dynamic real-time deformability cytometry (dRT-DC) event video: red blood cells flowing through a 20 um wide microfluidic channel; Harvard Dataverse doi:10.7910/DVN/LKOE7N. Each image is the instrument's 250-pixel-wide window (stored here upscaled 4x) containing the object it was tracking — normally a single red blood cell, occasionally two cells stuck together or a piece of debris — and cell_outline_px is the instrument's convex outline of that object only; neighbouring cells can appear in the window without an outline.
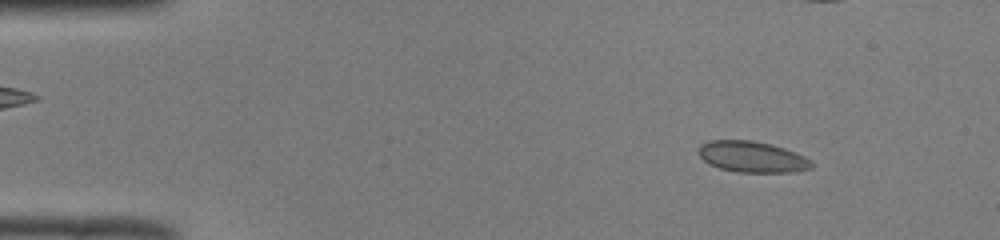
{"species": "common noctule bat (a hibernating species)", "species_latin": "Nyctalus noctula", "temperature_condition": "room temperature", "stored_images_in_passage": 54, "camera_frame_rate_fps": 3000, "um_per_image_px": 0.085, "animal": {"sex": "male", "body_mass_g": 19.0, "forearm_length_mm": 50.8}, "frame": {"image": 1, "passage_image": 7, "time_ms": 2.0, "image_size_px": [1000, 240], "cell_outline_px": [[812, 168], [792, 172], [736, 172], [720, 168], [708, 164], [696, 152], [700, 144], [708, 140], [752, 140], [772, 144], [784, 148], [804, 156], [812, 160]], "centroid_in_image_um": [63.89, 13.32], "position_along_channel_um": 21.1, "area_um2": 20.63}}
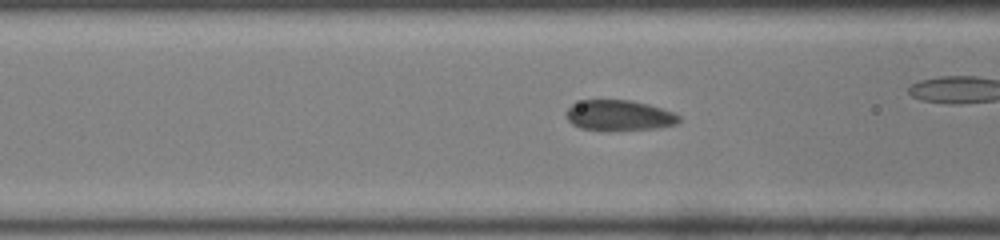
{"frame": {"image": 2, "passage_image": 22, "time_ms": 7.0, "image_size_px": [1000, 240], "cell_outline_px": [[680, 120], [676, 124], [660, 128], [608, 132], [580, 128], [572, 124], [568, 120], [568, 108], [572, 104], [584, 100], [628, 100], [648, 104], [672, 112], [680, 116]], "centroid_in_image_um": [52.64, 9.84], "position_along_channel_um": 114.0, "area_um2": 20.29}}
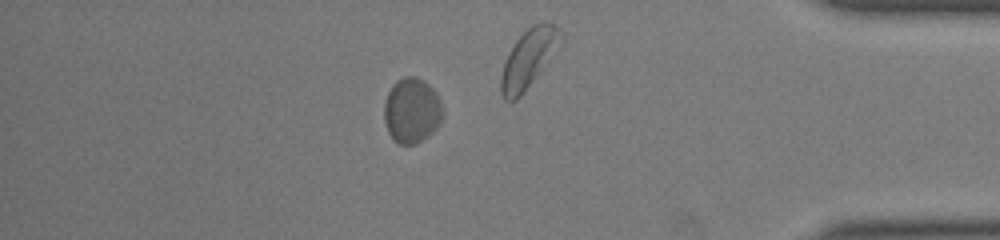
{"frame": {"image": 3, "passage_image": 47, "time_ms": 15.333, "image_size_px": [1000, 240], "cell_outline_px": [[444, 116], [440, 124], [428, 136], [416, 144], [396, 144], [392, 140], [388, 132], [384, 120], [384, 104], [388, 92], [392, 84], [396, 80], [404, 76], [416, 76], [424, 80], [436, 92], [440, 100], [444, 112]], "centroid_in_image_um": [35.01, 9.39], "position_along_channel_um": 400.2, "area_um2": 22.72}, "authors_computed_cell_mechanics": {"area_um2": 21.097, "velocity_mm_per_s": 3.8775, "shape_relaxation_time_tau1_ms": 3.4779, "shape_relaxation_time_tau2_ms": null, "deformation_change_tau1": 0.0666, "deformation_change_tau2": null}}